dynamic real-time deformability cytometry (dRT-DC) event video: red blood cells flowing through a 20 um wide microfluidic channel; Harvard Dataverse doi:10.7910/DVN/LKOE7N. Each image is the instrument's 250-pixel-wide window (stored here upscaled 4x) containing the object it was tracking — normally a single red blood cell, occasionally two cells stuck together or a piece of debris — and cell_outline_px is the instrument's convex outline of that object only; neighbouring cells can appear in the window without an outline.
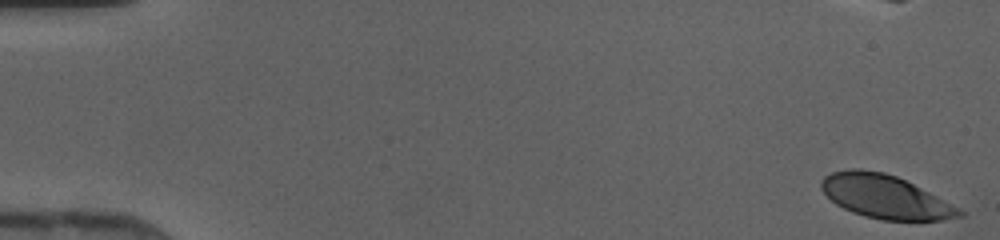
{"species": "human", "species_latin": "Homo sapiens", "temperature_condition": "cold", "stored_images_in_passage": 48, "camera_frame_rate_fps": 3000, "um_per_image_px": 0.085, "donor": {"sex": "female"}, "frame": {"image": 1, "passage_image": 1, "time_ms": 0.0, "image_size_px": [1000, 240], "cell_outline_px": [[964, 216], [944, 220], [884, 220], [864, 216], [852, 212], [836, 204], [820, 188], [820, 180], [824, 176], [832, 172], [852, 168], [860, 168], [884, 172], [896, 176], [960, 208], [964, 212]], "centroid_in_image_um": [75.22, 16.72], "position_along_channel_um": 9.8, "area_um2": 34.74}}
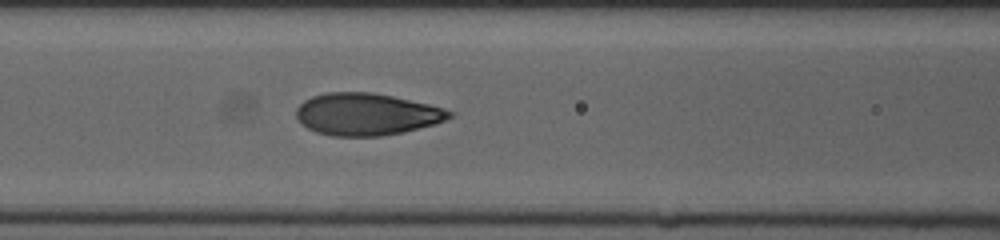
{"frame": {"image": 2, "passage_image": 20, "time_ms": 6.333, "image_size_px": [1000, 240], "cell_outline_px": [[456, 112], [452, 116], [436, 124], [404, 132], [380, 136], [332, 136], [316, 132], [308, 128], [296, 116], [296, 108], [304, 100], [312, 96], [328, 92], [372, 92], [392, 96], [428, 104], [444, 108]], "centroid_in_image_um": [31.18, 9.71], "position_along_channel_um": 135.4, "area_um2": 37.57}}
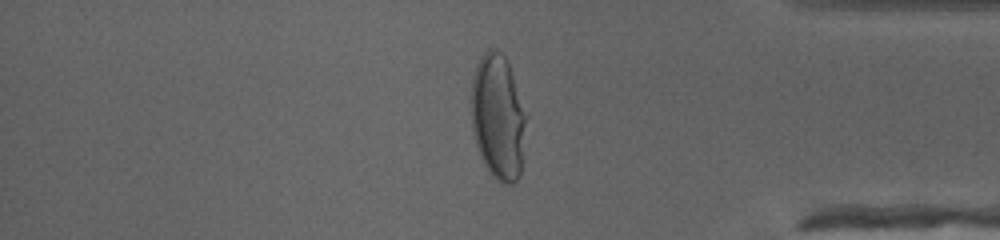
{"frame": {"image": 3, "passage_image": 40, "time_ms": 13.0, "image_size_px": [1000, 240], "cell_outline_px": [[528, 116], [520, 176], [512, 184], [504, 184], [496, 180], [492, 176], [484, 164], [480, 156], [476, 144], [472, 128], [472, 76], [476, 64], [480, 56], [488, 48], [492, 48], [500, 52], [508, 60]], "centroid_in_image_um": [42.36, 9.94], "position_along_channel_um": 392.8, "area_um2": 40.86}}